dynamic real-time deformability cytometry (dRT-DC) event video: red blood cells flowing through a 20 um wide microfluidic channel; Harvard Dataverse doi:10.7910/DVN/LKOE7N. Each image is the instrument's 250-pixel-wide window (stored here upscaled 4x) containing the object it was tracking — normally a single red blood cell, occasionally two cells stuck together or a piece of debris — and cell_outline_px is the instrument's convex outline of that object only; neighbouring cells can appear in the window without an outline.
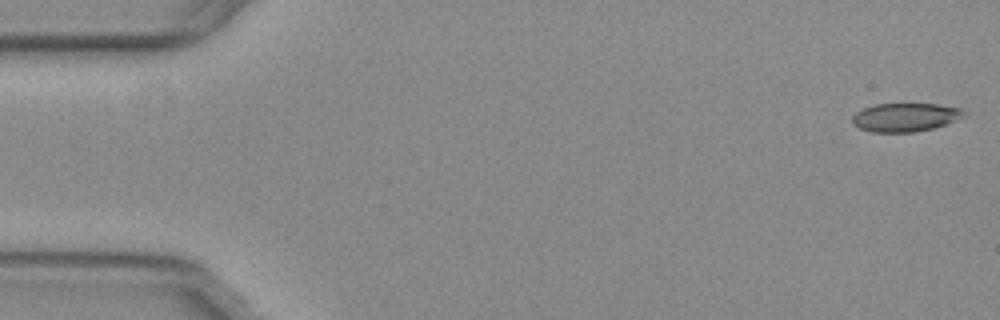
{"species": "common noctule bat (a hibernating species)", "species_latin": "Nyctalus noctula", "temperature_condition": "warm", "stored_images_in_passage": 54, "camera_frame_rate_fps": 3000, "um_per_image_px": 0.085, "animal": {"sex": "female", "body_mass_g": 29.2, "forearm_length_mm": 56.3}, "frame": {"image": 1, "passage_image": 1, "time_ms": 0.0, "image_size_px": [1000, 320], "cell_outline_px": [[968, 116], [932, 128], [912, 132], [872, 132], [860, 128], [852, 124], [852, 116], [856, 112], [872, 104], [940, 104], [964, 108], [968, 112]], "centroid_in_image_um": [77.0, 9.95], "position_along_channel_um": 8.0, "area_um2": 18.79}}
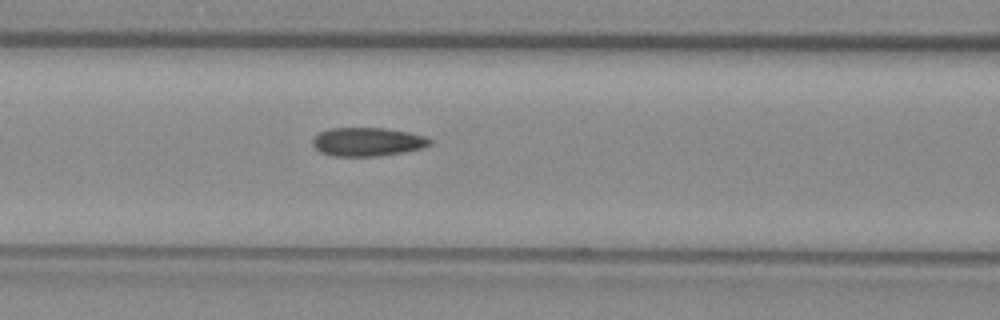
{"frame": {"image": 2, "passage_image": 22, "time_ms": 7.0, "image_size_px": [1000, 320], "cell_outline_px": [[432, 144], [424, 148], [404, 152], [380, 156], [332, 156], [320, 152], [312, 144], [312, 140], [320, 132], [328, 128], [384, 128], [408, 132], [424, 136], [432, 140]], "centroid_in_image_um": [31.25, 12.06], "position_along_channel_um": 135.3, "area_um2": 19.65}}
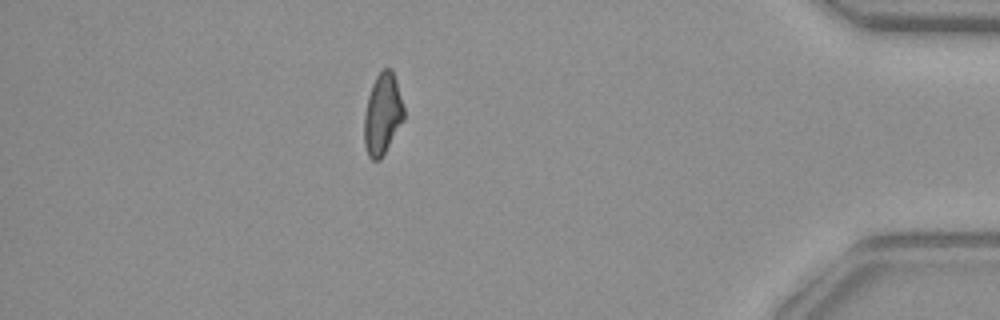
{"frame": {"image": 3, "passage_image": 47, "time_ms": 15.333, "image_size_px": [1000, 320], "cell_outline_px": [[404, 120], [380, 160], [372, 160], [368, 156], [364, 144], [364, 116], [368, 96], [372, 84], [376, 76], [384, 68], [392, 68], [396, 80], [404, 108]], "centroid_in_image_um": [32.51, 9.7], "position_along_channel_um": 402.7, "area_um2": 18.79}, "authors_computed_cell_mechanics": {"area_um2": 19.4786, "velocity_mm_per_s": 3.8025, "shape_relaxation_time_tau1_ms": null, "shape_relaxation_time_tau2_ms": 2.4929, "deformation_change_tau1": null, "deformation_change_tau2": 0.0834}}